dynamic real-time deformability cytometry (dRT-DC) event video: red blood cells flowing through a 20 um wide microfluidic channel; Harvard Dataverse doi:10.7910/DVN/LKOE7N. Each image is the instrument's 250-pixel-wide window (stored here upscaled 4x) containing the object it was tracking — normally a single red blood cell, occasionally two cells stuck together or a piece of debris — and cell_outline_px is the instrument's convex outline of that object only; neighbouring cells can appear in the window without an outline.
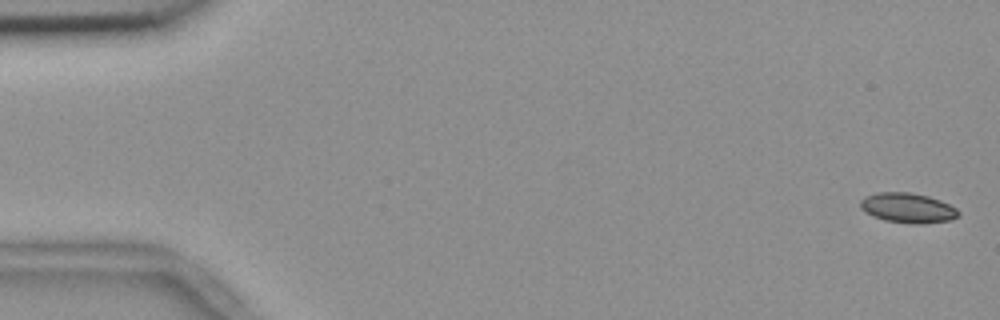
{"species": "common noctule bat (a hibernating species)", "species_latin": "Nyctalus noctula", "temperature_condition": "room temperature", "stored_images_in_passage": 55, "camera_frame_rate_fps": 3000, "um_per_image_px": 0.085, "animal": {"sex": "female", "body_mass_g": 18.4}, "frame": {"image": 1, "passage_image": 1, "time_ms": 0.0, "image_size_px": [1000, 320], "cell_outline_px": [[960, 216], [948, 220], [916, 224], [884, 220], [872, 216], [864, 212], [860, 208], [860, 200], [864, 196], [876, 192], [912, 192], [928, 196], [940, 200], [956, 208], [960, 212]], "centroid_in_image_um": [77.12, 17.66], "position_along_channel_um": 7.9, "area_um2": 17.17}}
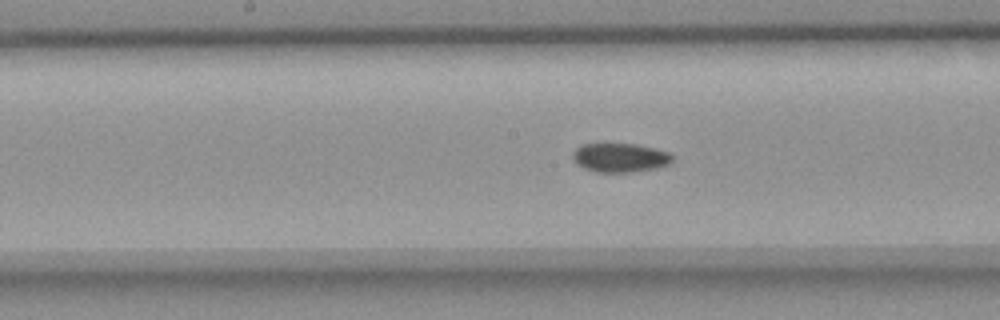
{"frame": {"image": 2, "passage_image": 28, "time_ms": 9.0, "image_size_px": [1000, 320], "cell_outline_px": [[672, 160], [668, 164], [656, 168], [632, 172], [596, 172], [584, 168], [576, 164], [572, 160], [572, 152], [576, 148], [584, 144], [636, 144], [668, 152], [672, 156]], "centroid_in_image_um": [52.65, 13.41], "position_along_channel_um": 195.5, "area_um2": 16.76}}
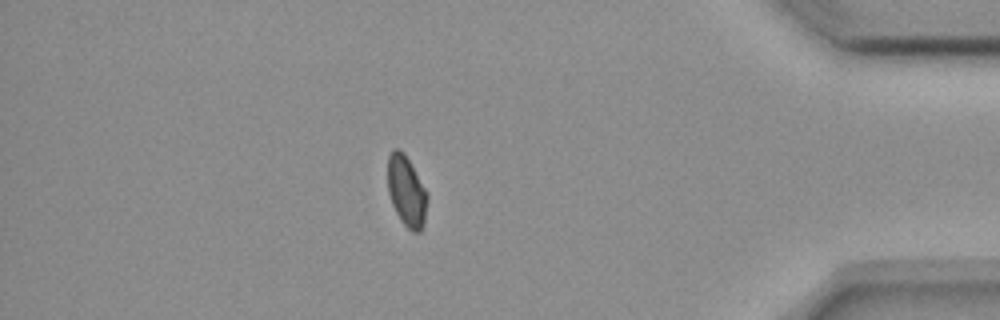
{"frame": {"image": 3, "passage_image": 48, "time_ms": 15.667, "image_size_px": [1000, 320], "cell_outline_px": [[428, 200], [424, 224], [420, 232], [412, 232], [400, 220], [392, 204], [388, 192], [388, 156], [392, 148], [400, 148], [404, 152], [428, 192]], "centroid_in_image_um": [34.56, 16.24], "position_along_channel_um": 400.6, "area_um2": 16.59}, "authors_computed_cell_mechanics": {"area_um2": 17.051, "velocity_mm_per_s": 3.669, "shape_relaxation_time_tau1_ms": null, "shape_relaxation_time_tau2_ms": 2.4842, "deformation_change_tau1": null, "deformation_change_tau2": 0.0614}}